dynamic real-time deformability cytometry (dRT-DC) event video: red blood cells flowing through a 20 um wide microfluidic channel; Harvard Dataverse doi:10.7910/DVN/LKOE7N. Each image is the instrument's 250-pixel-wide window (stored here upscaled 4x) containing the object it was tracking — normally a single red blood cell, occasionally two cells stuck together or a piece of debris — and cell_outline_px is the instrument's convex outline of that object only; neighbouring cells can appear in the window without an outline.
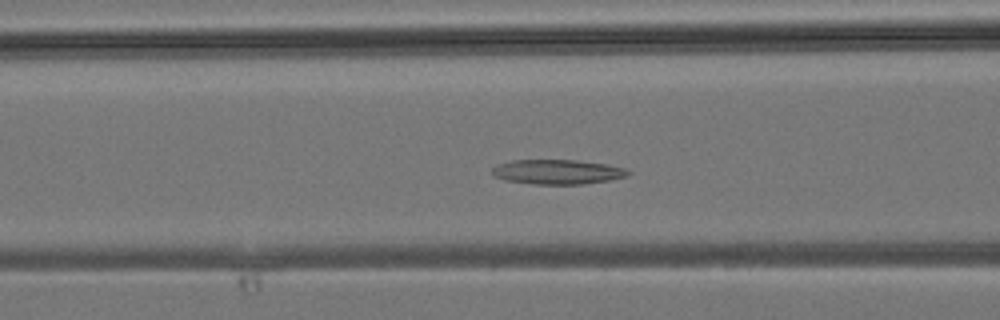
{"species": "common noctule bat (a hibernating species)", "species_latin": "Nyctalus noctula", "temperature_condition": "room temperature", "stored_images_in_passage": 37, "camera_frame_rate_fps": 3000, "um_per_image_px": 0.085, "animal": {"sex": "male", "body_mass_g": 19.2, "forearm_length_mm": 51.8}, "frame": {"image": 1, "passage_image": 14, "time_ms": 4.333, "image_size_px": [1000, 320], "cell_outline_px": [[632, 172], [628, 176], [612, 180], [584, 184], [532, 184], [504, 180], [492, 176], [492, 168], [496, 164], [512, 160], [576, 160], [608, 164], [624, 168]], "centroid_in_image_um": [47.38, 14.61], "position_along_channel_um": 119.2, "area_um2": 19.83}}
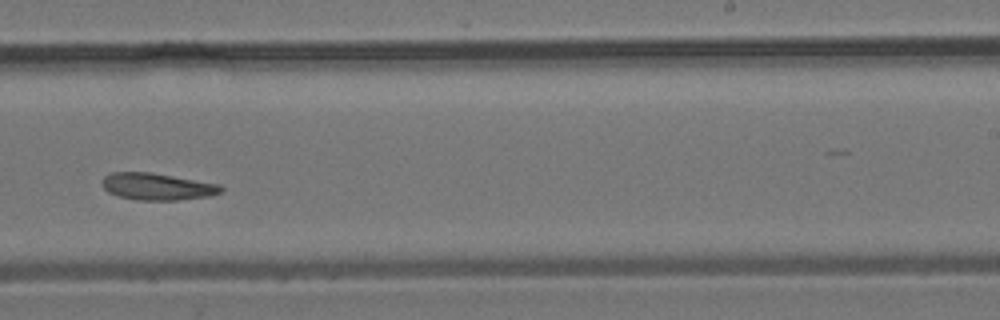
{"frame": {"image": 2, "passage_image": 23, "time_ms": 7.333, "image_size_px": [1000, 320], "cell_outline_px": [[224, 192], [212, 196], [176, 200], [136, 200], [120, 196], [108, 192], [104, 188], [104, 176], [112, 172], [152, 172], [220, 184], [224, 188]], "centroid_in_image_um": [13.44, 15.86], "position_along_channel_um": 275.6, "area_um2": 18.73}}
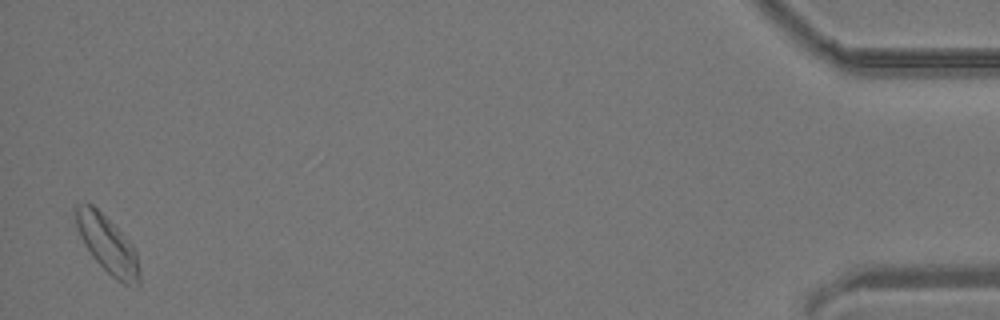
{"frame": {"image": 3, "passage_image": 37, "time_ms": 12.0, "image_size_px": [1000, 320], "cell_outline_px": [[140, 284], [136, 288], [124, 284], [116, 280], [92, 256], [84, 244], [76, 228], [76, 204], [92, 204], [132, 244], [136, 252], [140, 272]], "centroid_in_image_um": [9.17, 20.85], "position_along_channel_um": 426.0, "area_um2": 20.87}}